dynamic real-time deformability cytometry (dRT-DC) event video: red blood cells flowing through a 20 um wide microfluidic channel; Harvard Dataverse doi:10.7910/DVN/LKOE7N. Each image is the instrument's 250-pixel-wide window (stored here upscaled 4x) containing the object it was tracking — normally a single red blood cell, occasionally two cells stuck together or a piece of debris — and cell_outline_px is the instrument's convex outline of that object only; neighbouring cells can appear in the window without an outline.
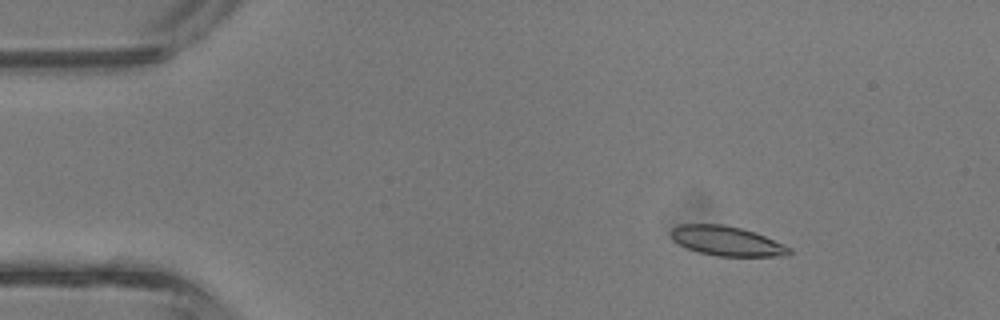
{"species": "common noctule bat (a hibernating species)", "species_latin": "Nyctalus noctula", "temperature_condition": "room temperature", "stored_images_in_passage": 3, "camera_frame_rate_fps": 3000, "um_per_image_px": 0.085, "animal": {"sex": "male", "body_mass_g": 13.3}, "frame": {"image": 1, "passage_image": 1, "time_ms": 0.0, "image_size_px": [1000, 320], "cell_outline_px": [[792, 252], [788, 256], [716, 256], [700, 252], [688, 248], [672, 240], [672, 228], [680, 224], [724, 224], [756, 232], [784, 244], [792, 248]], "centroid_in_image_um": [61.83, 20.48], "position_along_channel_um": 23.2, "area_um2": 20.4}}